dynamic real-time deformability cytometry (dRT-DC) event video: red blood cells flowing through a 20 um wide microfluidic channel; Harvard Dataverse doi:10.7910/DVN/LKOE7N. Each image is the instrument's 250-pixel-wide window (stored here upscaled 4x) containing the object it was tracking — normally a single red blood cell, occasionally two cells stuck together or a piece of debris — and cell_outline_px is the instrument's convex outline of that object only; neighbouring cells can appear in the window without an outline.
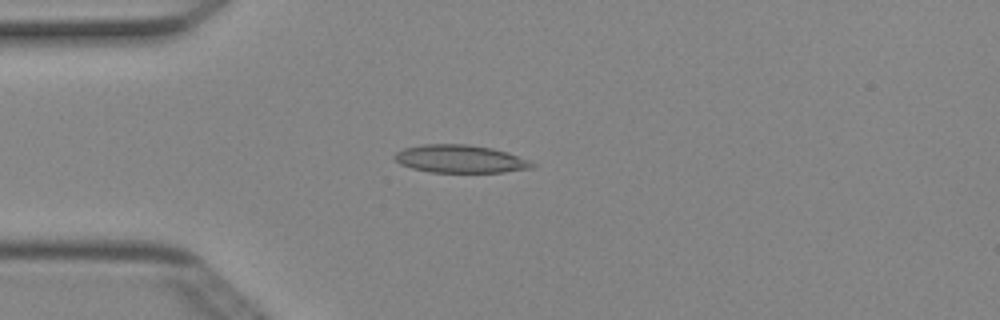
{"species": "Egyptian fruit bat (a non-hibernating species)", "species_latin": "Rousettus aegyptiacus", "temperature_condition": "cold", "stored_images_in_passage": 50, "camera_frame_rate_fps": 3000, "um_per_image_px": 0.085, "animal": {"sex": "female"}, "frame": {"image": 1, "passage_image": 13, "time_ms": 4.0, "image_size_px": [1000, 320], "cell_outline_px": [[536, 168], [504, 172], [432, 172], [412, 168], [400, 164], [392, 156], [396, 152], [404, 148], [420, 144], [468, 144], [492, 148], [508, 152], [528, 160], [536, 164]], "centroid_in_image_um": [39.13, 13.5], "position_along_channel_um": 45.9, "area_um2": 22.48}}
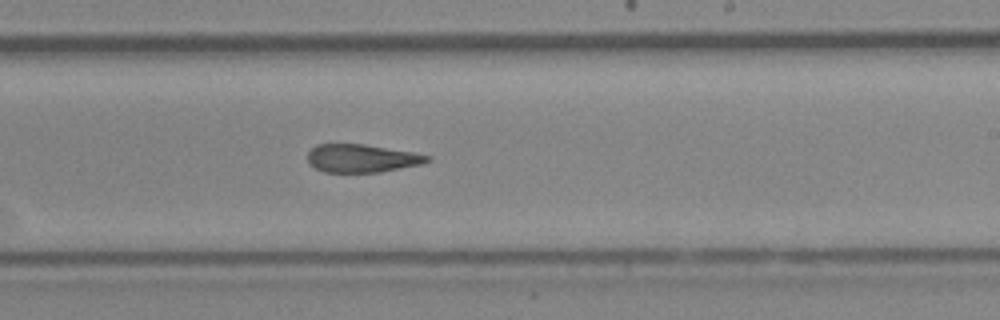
{"frame": {"image": 2, "passage_image": 30, "time_ms": 9.667, "image_size_px": [1000, 320], "cell_outline_px": [[432, 160], [420, 164], [380, 172], [324, 172], [308, 164], [308, 152], [316, 144], [364, 144], [412, 152], [432, 156]], "centroid_in_image_um": [30.74, 13.45], "position_along_channel_um": 258.3, "area_um2": 19.54}}
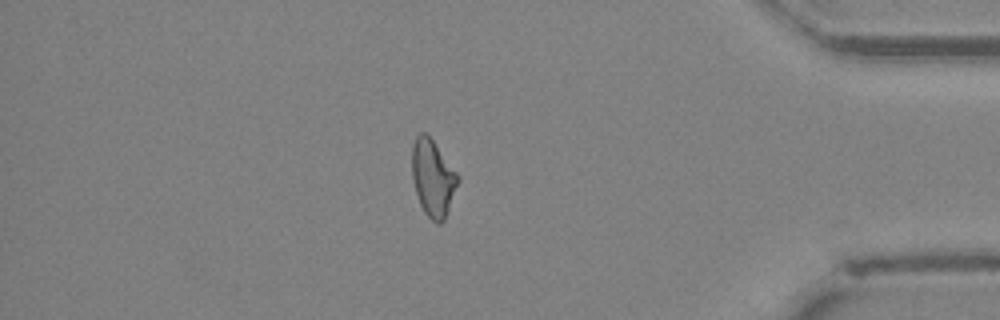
{"frame": {"image": 3, "passage_image": 43, "time_ms": 14.0, "image_size_px": [1000, 320], "cell_outline_px": [[460, 180], [444, 220], [440, 224], [436, 224], [424, 212], [420, 204], [412, 180], [412, 144], [416, 136], [420, 132], [428, 132], [460, 176]], "centroid_in_image_um": [36.8, 15.08], "position_along_channel_um": 398.4, "area_um2": 20.87}, "authors_computed_cell_mechanics": {"area_um2": 21.0392, "velocity_mm_per_s": 4.0455, "shape_relaxation_time_tau1_ms": null, "shape_relaxation_time_tau2_ms": 5.0676, "deformation_change_tau1": null, "deformation_change_tau2": 0.1449}}